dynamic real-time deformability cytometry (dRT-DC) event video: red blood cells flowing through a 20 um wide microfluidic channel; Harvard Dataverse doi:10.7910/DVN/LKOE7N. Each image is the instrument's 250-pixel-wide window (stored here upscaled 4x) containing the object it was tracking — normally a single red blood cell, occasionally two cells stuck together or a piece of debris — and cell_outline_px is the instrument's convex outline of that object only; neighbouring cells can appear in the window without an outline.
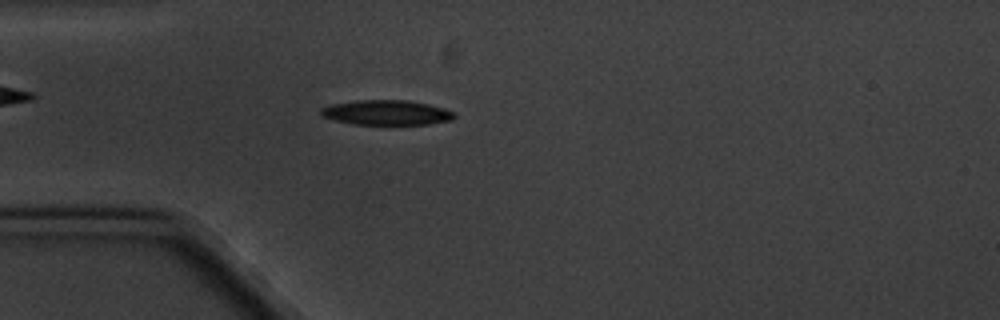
{"species": "common noctule bat (a hibernating species)", "species_latin": "Nyctalus noctula", "temperature_condition": "cold", "stored_images_in_passage": 6, "camera_frame_rate_fps": 3000, "um_per_image_px": 0.085, "animal": {"sex": "male", "body_mass_g": 20.1, "forearm_length_mm": 53.5}, "frame": {"image": 1, "passage_image": 5, "time_ms": 4.667, "image_size_px": [1000, 320], "cell_outline_px": [[456, 116], [452, 120], [428, 124], [352, 124], [320, 116], [320, 108], [332, 104], [356, 100], [408, 100], [428, 104], [444, 108], [452, 112]], "centroid_in_image_um": [32.83, 9.56], "position_along_channel_um": 52.2, "area_um2": 19.31}}